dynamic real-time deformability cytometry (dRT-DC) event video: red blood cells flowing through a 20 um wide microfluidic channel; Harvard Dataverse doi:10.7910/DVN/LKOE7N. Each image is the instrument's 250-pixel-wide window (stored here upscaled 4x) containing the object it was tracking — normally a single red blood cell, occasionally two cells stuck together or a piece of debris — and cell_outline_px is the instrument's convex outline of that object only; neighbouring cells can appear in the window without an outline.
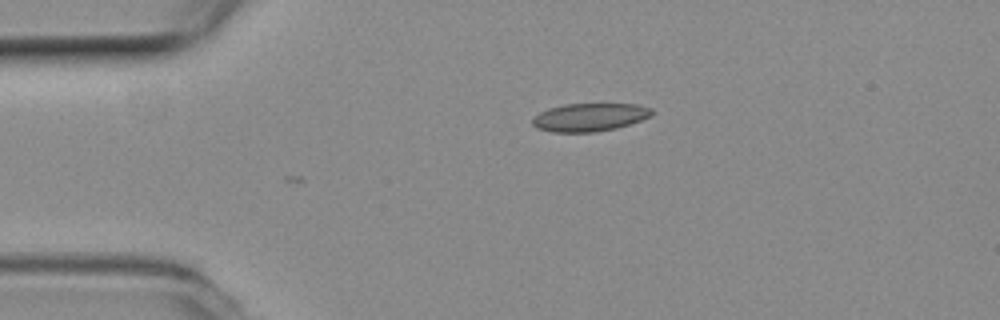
{"species": "common noctule bat (a hibernating species)", "species_latin": "Nyctalus noctula", "temperature_condition": "room temperature", "stored_images_in_passage": 4, "camera_frame_rate_fps": 3000, "um_per_image_px": 0.085, "animal": {"sex": "female", "body_mass_g": 19.3, "forearm_length_mm": 54.1}, "frame": {"image": 1, "passage_image": 1, "time_ms": 0.0, "image_size_px": [1000, 320], "cell_outline_px": [[656, 112], [652, 116], [616, 128], [596, 132], [552, 132], [536, 128], [532, 124], [532, 120], [540, 112], [548, 108], [564, 104], [636, 104], [652, 108]], "centroid_in_image_um": [50.14, 9.96], "position_along_channel_um": 34.9, "area_um2": 19.59}}